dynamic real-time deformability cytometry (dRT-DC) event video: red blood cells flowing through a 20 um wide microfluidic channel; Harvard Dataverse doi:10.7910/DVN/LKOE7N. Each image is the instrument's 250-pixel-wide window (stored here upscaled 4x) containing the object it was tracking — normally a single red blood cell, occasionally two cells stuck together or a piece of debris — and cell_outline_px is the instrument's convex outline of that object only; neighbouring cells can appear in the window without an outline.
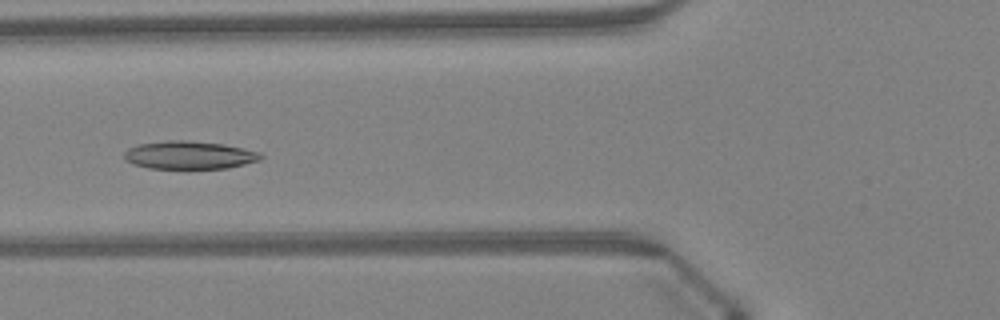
{"species": "Egyptian fruit bat (a non-hibernating species)", "species_latin": "Rousettus aegyptiacus", "temperature_condition": "warm", "stored_images_in_passage": 36, "camera_frame_rate_fps": 3000, "um_per_image_px": 0.085, "animal": {"sex": "female"}, "frame": {"image": 1, "passage_image": 9, "time_ms": 2.667, "image_size_px": [1000, 320], "cell_outline_px": [[264, 156], [260, 160], [228, 168], [148, 168], [132, 164], [124, 160], [124, 152], [128, 148], [136, 144], [164, 140], [188, 140], [224, 144], [260, 152]], "centroid_in_image_um": [16.05, 13.17], "position_along_channel_um": 109.8, "area_um2": 22.48}}
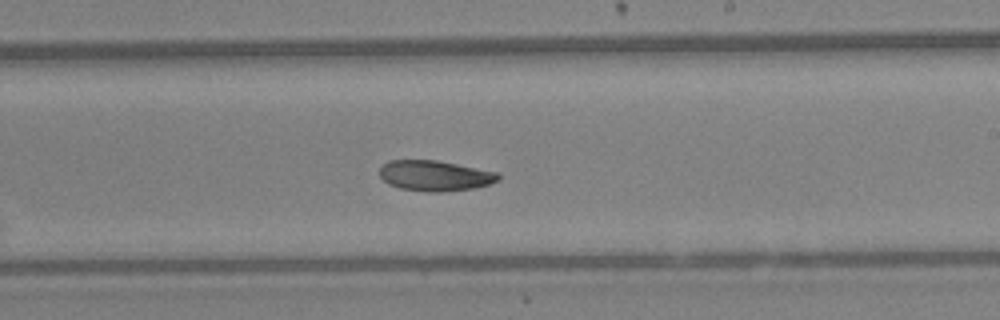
{"frame": {"image": 2, "passage_image": 19, "time_ms": 6.0, "image_size_px": [1000, 320], "cell_outline_px": [[500, 180], [476, 188], [440, 192], [432, 192], [400, 188], [388, 184], [380, 176], [380, 168], [388, 160], [436, 160], [500, 172]], "centroid_in_image_um": [37.0, 14.93], "position_along_channel_um": 252.0, "area_um2": 21.15}}
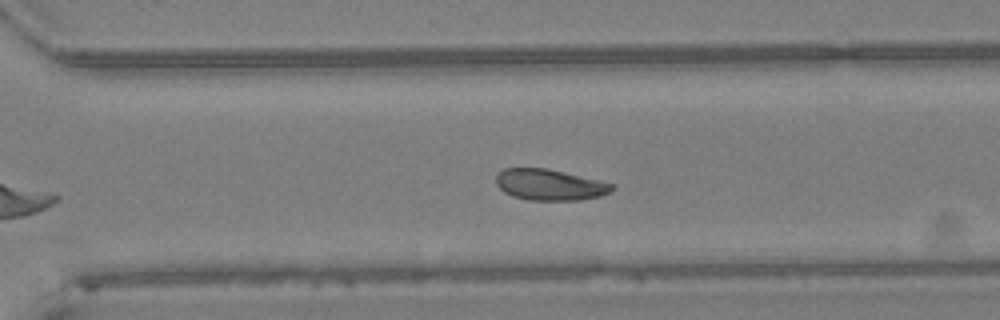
{"frame": {"image": 3, "passage_image": 24, "time_ms": 7.667, "image_size_px": [1000, 320], "cell_outline_px": [[616, 188], [600, 196], [580, 200], [528, 200], [512, 196], [504, 192], [496, 184], [496, 176], [504, 168], [548, 168], [612, 184]], "centroid_in_image_um": [46.69, 15.71], "position_along_channel_um": 323.9, "area_um2": 20.81}, "authors_computed_cell_mechanics": {"area_um2": 21.1259, "velocity_mm_per_s": 4.2864, "shape_relaxation_time_tau1_ms": null, "shape_relaxation_time_tau2_ms": 6.8544, "deformation_change_tau1": null, "deformation_change_tau2": 0.1106}}